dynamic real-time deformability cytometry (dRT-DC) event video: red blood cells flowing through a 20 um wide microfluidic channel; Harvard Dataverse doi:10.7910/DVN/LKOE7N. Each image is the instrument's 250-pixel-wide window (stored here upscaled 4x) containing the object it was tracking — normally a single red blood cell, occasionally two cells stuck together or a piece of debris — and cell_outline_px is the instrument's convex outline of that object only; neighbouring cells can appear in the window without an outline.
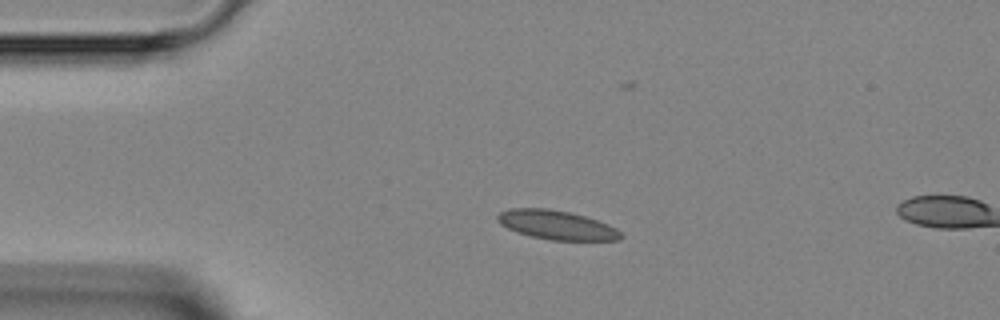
{"species": "Egyptian fruit bat (a non-hibernating species)", "species_latin": "Rousettus aegyptiacus", "temperature_condition": "room temperature", "stored_images_in_passage": 3, "camera_frame_rate_fps": 3000, "um_per_image_px": 0.085, "animal": {"sex": "female"}, "frame": {"image": 1, "passage_image": 1, "time_ms": 0.0, "image_size_px": [1000, 320], "cell_outline_px": [[624, 236], [620, 240], [552, 240], [532, 236], [516, 232], [500, 224], [496, 220], [496, 216], [500, 212], [508, 208], [548, 208], [568, 212], [584, 216], [608, 224], [616, 228]], "centroid_in_image_um": [47.29, 19.12], "position_along_channel_um": 37.7, "area_um2": 20.87}}